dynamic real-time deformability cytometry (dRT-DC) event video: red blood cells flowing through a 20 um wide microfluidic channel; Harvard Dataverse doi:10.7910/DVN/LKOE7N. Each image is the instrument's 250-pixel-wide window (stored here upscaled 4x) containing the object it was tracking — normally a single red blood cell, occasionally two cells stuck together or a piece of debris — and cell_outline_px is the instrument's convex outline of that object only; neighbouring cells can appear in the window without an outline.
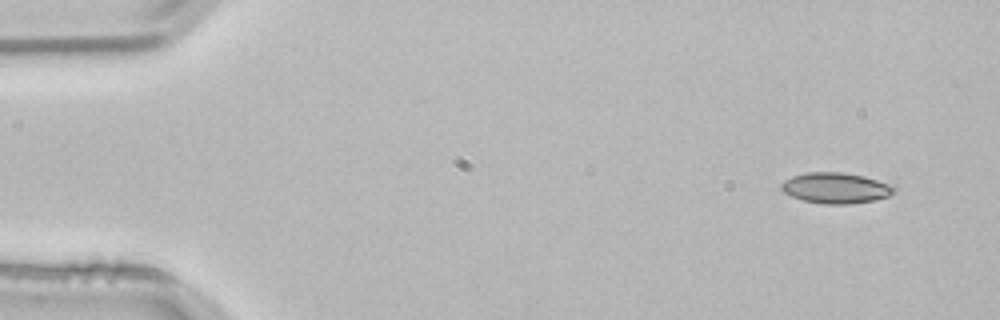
{"species": "common noctule bat (a hibernating species)", "species_latin": "Nyctalus noctula", "temperature_condition": "room temperature", "stored_images_in_passage": 3, "camera_frame_rate_fps": 3000, "um_per_image_px": 0.085, "animal": {"sex": "male", "body_mass_g": 21.5, "forearm_length_mm": 52.0}, "frame": {"image": 1, "passage_image": 1, "time_ms": 0.0, "image_size_px": [1000, 320], "cell_outline_px": [[896, 192], [888, 196], [876, 200], [848, 204], [824, 204], [804, 200], [792, 196], [784, 192], [780, 188], [780, 184], [784, 180], [792, 176], [808, 172], [840, 172], [864, 176], [892, 184], [896, 188]], "centroid_in_image_um": [71.06, 15.97], "position_along_channel_um": 13.9, "area_um2": 20.29}}
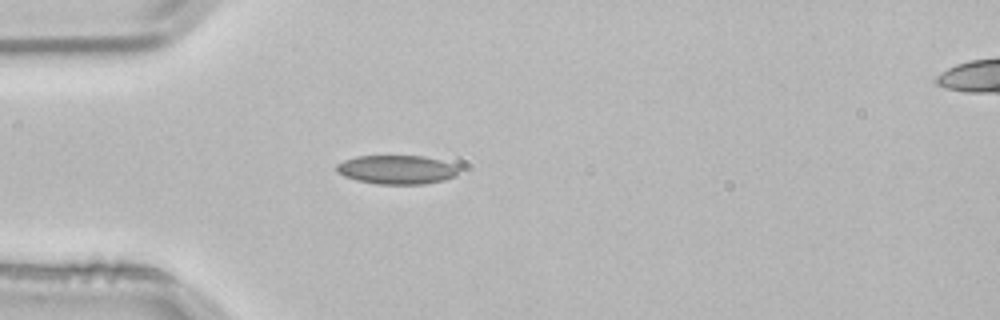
{"frame": {"image": 2, "passage_image": 3, "time_ms": 0.667, "image_size_px": [1000, 320], "cell_outline_px": [[460, 168], [456, 176], [444, 180], [424, 184], [376, 184], [356, 180], [344, 176], [336, 172], [336, 164], [344, 160], [356, 156], [424, 156], [440, 160], [452, 164]], "centroid_in_image_um": [33.71, 14.42], "position_along_channel_um": 51.3, "area_um2": 20.69}}